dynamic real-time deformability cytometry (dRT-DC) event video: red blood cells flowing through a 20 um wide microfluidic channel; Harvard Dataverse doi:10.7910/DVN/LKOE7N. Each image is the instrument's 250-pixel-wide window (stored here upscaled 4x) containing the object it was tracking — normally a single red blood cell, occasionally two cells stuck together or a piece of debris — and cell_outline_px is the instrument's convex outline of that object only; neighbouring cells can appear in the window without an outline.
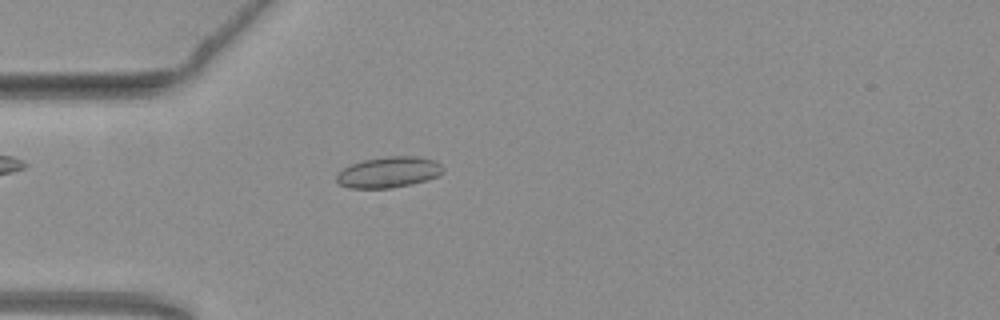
{"species": "common noctule bat (a hibernating species)", "species_latin": "Nyctalus noctula", "temperature_condition": "warm", "stored_images_in_passage": 42, "camera_frame_rate_fps": 3000, "um_per_image_px": 0.085, "animal": {"sex": "female", "body_mass_g": 19.3, "forearm_length_mm": 54.1}, "frame": {"image": 1, "passage_image": 3, "time_ms": 0.667, "image_size_px": [1000, 320], "cell_outline_px": [[444, 172], [440, 176], [412, 184], [392, 188], [348, 188], [340, 184], [336, 180], [336, 176], [344, 168], [352, 164], [364, 160], [384, 156], [416, 156], [432, 160], [440, 164], [444, 168]], "centroid_in_image_um": [33.07, 14.64], "position_along_channel_um": 51.9, "area_um2": 19.19}}
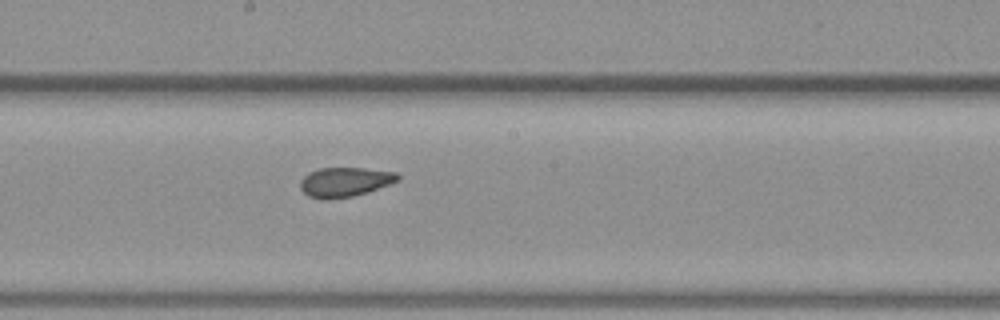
{"frame": {"image": 2, "passage_image": 17, "time_ms": 5.333, "image_size_px": [1000, 320], "cell_outline_px": [[400, 180], [368, 192], [352, 196], [328, 200], [320, 200], [308, 196], [300, 188], [300, 180], [308, 172], [320, 168], [364, 168], [396, 172], [400, 176]], "centroid_in_image_um": [29.29, 15.48], "position_along_channel_um": 218.9, "area_um2": 16.94}}
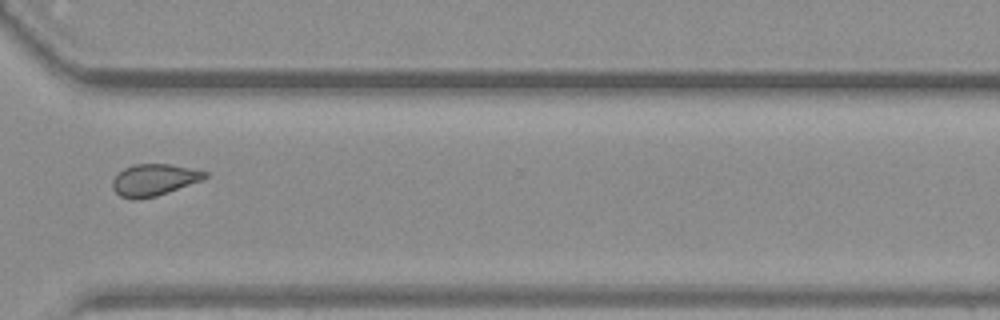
{"frame": {"image": 3, "passage_image": 28, "time_ms": 9.0, "image_size_px": [1000, 320], "cell_outline_px": [[208, 176], [200, 180], [168, 192], [156, 196], [136, 200], [132, 200], [120, 196], [112, 188], [112, 180], [124, 168], [136, 164], [172, 164], [208, 172]], "centroid_in_image_um": [13.06, 15.29], "position_along_channel_um": 357.5, "area_um2": 16.94}, "authors_computed_cell_mechanics": {"area_um2": 17.1088, "velocity_mm_per_s": 3.777, "shape_relaxation_time_tau1_ms": null, "shape_relaxation_time_tau2_ms": 1.9779, "deformation_change_tau1": null, "deformation_change_tau2": 0.0715}}